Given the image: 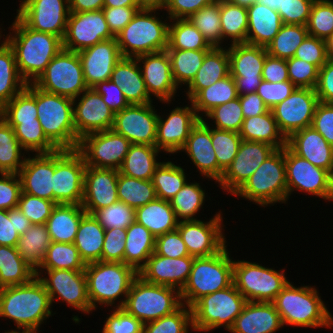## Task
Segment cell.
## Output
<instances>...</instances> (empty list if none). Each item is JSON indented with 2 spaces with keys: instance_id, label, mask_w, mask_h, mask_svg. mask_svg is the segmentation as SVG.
I'll use <instances>...</instances> for the list:
<instances>
[{
  "instance_id": "cell-43",
  "label": "cell",
  "mask_w": 333,
  "mask_h": 333,
  "mask_svg": "<svg viewBox=\"0 0 333 333\" xmlns=\"http://www.w3.org/2000/svg\"><path fill=\"white\" fill-rule=\"evenodd\" d=\"M51 238L45 224H32L19 237L17 250L23 261L37 272L51 244Z\"/></svg>"
},
{
  "instance_id": "cell-51",
  "label": "cell",
  "mask_w": 333,
  "mask_h": 333,
  "mask_svg": "<svg viewBox=\"0 0 333 333\" xmlns=\"http://www.w3.org/2000/svg\"><path fill=\"white\" fill-rule=\"evenodd\" d=\"M25 152L13 128L0 116V173L18 174L26 158Z\"/></svg>"
},
{
  "instance_id": "cell-20",
  "label": "cell",
  "mask_w": 333,
  "mask_h": 333,
  "mask_svg": "<svg viewBox=\"0 0 333 333\" xmlns=\"http://www.w3.org/2000/svg\"><path fill=\"white\" fill-rule=\"evenodd\" d=\"M318 103L315 89L296 88L289 97L271 108L286 139L293 133L311 126Z\"/></svg>"
},
{
  "instance_id": "cell-34",
  "label": "cell",
  "mask_w": 333,
  "mask_h": 333,
  "mask_svg": "<svg viewBox=\"0 0 333 333\" xmlns=\"http://www.w3.org/2000/svg\"><path fill=\"white\" fill-rule=\"evenodd\" d=\"M110 80L121 88L129 104L152 103L136 58L122 57L115 65Z\"/></svg>"
},
{
  "instance_id": "cell-63",
  "label": "cell",
  "mask_w": 333,
  "mask_h": 333,
  "mask_svg": "<svg viewBox=\"0 0 333 333\" xmlns=\"http://www.w3.org/2000/svg\"><path fill=\"white\" fill-rule=\"evenodd\" d=\"M100 225L105 229H127L135 221V209L124 202L117 201L93 213Z\"/></svg>"
},
{
  "instance_id": "cell-68",
  "label": "cell",
  "mask_w": 333,
  "mask_h": 333,
  "mask_svg": "<svg viewBox=\"0 0 333 333\" xmlns=\"http://www.w3.org/2000/svg\"><path fill=\"white\" fill-rule=\"evenodd\" d=\"M293 57L316 65L320 69L329 59L325 40L307 35Z\"/></svg>"
},
{
  "instance_id": "cell-42",
  "label": "cell",
  "mask_w": 333,
  "mask_h": 333,
  "mask_svg": "<svg viewBox=\"0 0 333 333\" xmlns=\"http://www.w3.org/2000/svg\"><path fill=\"white\" fill-rule=\"evenodd\" d=\"M154 250L155 236L145 226L134 221L126 229L124 263L138 272Z\"/></svg>"
},
{
  "instance_id": "cell-40",
  "label": "cell",
  "mask_w": 333,
  "mask_h": 333,
  "mask_svg": "<svg viewBox=\"0 0 333 333\" xmlns=\"http://www.w3.org/2000/svg\"><path fill=\"white\" fill-rule=\"evenodd\" d=\"M159 153L162 151L156 146L132 144L118 171L128 177L152 180L155 169L161 164L157 158Z\"/></svg>"
},
{
  "instance_id": "cell-10",
  "label": "cell",
  "mask_w": 333,
  "mask_h": 333,
  "mask_svg": "<svg viewBox=\"0 0 333 333\" xmlns=\"http://www.w3.org/2000/svg\"><path fill=\"white\" fill-rule=\"evenodd\" d=\"M181 305L177 289L151 284L137 276L130 286L123 309L145 324L173 313Z\"/></svg>"
},
{
  "instance_id": "cell-64",
  "label": "cell",
  "mask_w": 333,
  "mask_h": 333,
  "mask_svg": "<svg viewBox=\"0 0 333 333\" xmlns=\"http://www.w3.org/2000/svg\"><path fill=\"white\" fill-rule=\"evenodd\" d=\"M56 203L21 192L17 208L30 220L31 224H45Z\"/></svg>"
},
{
  "instance_id": "cell-73",
  "label": "cell",
  "mask_w": 333,
  "mask_h": 333,
  "mask_svg": "<svg viewBox=\"0 0 333 333\" xmlns=\"http://www.w3.org/2000/svg\"><path fill=\"white\" fill-rule=\"evenodd\" d=\"M311 126L333 146V103L319 101Z\"/></svg>"
},
{
  "instance_id": "cell-35",
  "label": "cell",
  "mask_w": 333,
  "mask_h": 333,
  "mask_svg": "<svg viewBox=\"0 0 333 333\" xmlns=\"http://www.w3.org/2000/svg\"><path fill=\"white\" fill-rule=\"evenodd\" d=\"M230 75L228 48L213 47L204 57L202 66L186 86V97L191 101L202 89Z\"/></svg>"
},
{
  "instance_id": "cell-70",
  "label": "cell",
  "mask_w": 333,
  "mask_h": 333,
  "mask_svg": "<svg viewBox=\"0 0 333 333\" xmlns=\"http://www.w3.org/2000/svg\"><path fill=\"white\" fill-rule=\"evenodd\" d=\"M296 88L291 81L272 83L262 80L256 93L262 98L264 104L271 109L289 97Z\"/></svg>"
},
{
  "instance_id": "cell-37",
  "label": "cell",
  "mask_w": 333,
  "mask_h": 333,
  "mask_svg": "<svg viewBox=\"0 0 333 333\" xmlns=\"http://www.w3.org/2000/svg\"><path fill=\"white\" fill-rule=\"evenodd\" d=\"M85 210L78 204H56L45 223L52 242L74 243Z\"/></svg>"
},
{
  "instance_id": "cell-21",
  "label": "cell",
  "mask_w": 333,
  "mask_h": 333,
  "mask_svg": "<svg viewBox=\"0 0 333 333\" xmlns=\"http://www.w3.org/2000/svg\"><path fill=\"white\" fill-rule=\"evenodd\" d=\"M115 38L102 10L70 12L63 48L79 52L104 40Z\"/></svg>"
},
{
  "instance_id": "cell-54",
  "label": "cell",
  "mask_w": 333,
  "mask_h": 333,
  "mask_svg": "<svg viewBox=\"0 0 333 333\" xmlns=\"http://www.w3.org/2000/svg\"><path fill=\"white\" fill-rule=\"evenodd\" d=\"M118 199L137 209L157 198L152 180H141L119 173L117 181Z\"/></svg>"
},
{
  "instance_id": "cell-71",
  "label": "cell",
  "mask_w": 333,
  "mask_h": 333,
  "mask_svg": "<svg viewBox=\"0 0 333 333\" xmlns=\"http://www.w3.org/2000/svg\"><path fill=\"white\" fill-rule=\"evenodd\" d=\"M315 0H286L283 9H279L283 24L306 26Z\"/></svg>"
},
{
  "instance_id": "cell-33",
  "label": "cell",
  "mask_w": 333,
  "mask_h": 333,
  "mask_svg": "<svg viewBox=\"0 0 333 333\" xmlns=\"http://www.w3.org/2000/svg\"><path fill=\"white\" fill-rule=\"evenodd\" d=\"M284 327L273 302H247L230 333H276Z\"/></svg>"
},
{
  "instance_id": "cell-32",
  "label": "cell",
  "mask_w": 333,
  "mask_h": 333,
  "mask_svg": "<svg viewBox=\"0 0 333 333\" xmlns=\"http://www.w3.org/2000/svg\"><path fill=\"white\" fill-rule=\"evenodd\" d=\"M287 146L296 155L333 174V146L312 126L293 133Z\"/></svg>"
},
{
  "instance_id": "cell-31",
  "label": "cell",
  "mask_w": 333,
  "mask_h": 333,
  "mask_svg": "<svg viewBox=\"0 0 333 333\" xmlns=\"http://www.w3.org/2000/svg\"><path fill=\"white\" fill-rule=\"evenodd\" d=\"M54 152L26 156L18 176L23 193L53 201Z\"/></svg>"
},
{
  "instance_id": "cell-16",
  "label": "cell",
  "mask_w": 333,
  "mask_h": 333,
  "mask_svg": "<svg viewBox=\"0 0 333 333\" xmlns=\"http://www.w3.org/2000/svg\"><path fill=\"white\" fill-rule=\"evenodd\" d=\"M132 143L113 129L95 132L80 139L77 150L86 166L118 170Z\"/></svg>"
},
{
  "instance_id": "cell-13",
  "label": "cell",
  "mask_w": 333,
  "mask_h": 333,
  "mask_svg": "<svg viewBox=\"0 0 333 333\" xmlns=\"http://www.w3.org/2000/svg\"><path fill=\"white\" fill-rule=\"evenodd\" d=\"M86 164L77 150L54 151L53 202L82 204Z\"/></svg>"
},
{
  "instance_id": "cell-15",
  "label": "cell",
  "mask_w": 333,
  "mask_h": 333,
  "mask_svg": "<svg viewBox=\"0 0 333 333\" xmlns=\"http://www.w3.org/2000/svg\"><path fill=\"white\" fill-rule=\"evenodd\" d=\"M285 169L288 200L294 191L331 201L332 174L296 155L285 146Z\"/></svg>"
},
{
  "instance_id": "cell-24",
  "label": "cell",
  "mask_w": 333,
  "mask_h": 333,
  "mask_svg": "<svg viewBox=\"0 0 333 333\" xmlns=\"http://www.w3.org/2000/svg\"><path fill=\"white\" fill-rule=\"evenodd\" d=\"M199 120L200 118L189 100L188 105L176 106V108L169 111L168 115L158 114L155 146L165 154L180 153V150L186 144L191 129Z\"/></svg>"
},
{
  "instance_id": "cell-41",
  "label": "cell",
  "mask_w": 333,
  "mask_h": 333,
  "mask_svg": "<svg viewBox=\"0 0 333 333\" xmlns=\"http://www.w3.org/2000/svg\"><path fill=\"white\" fill-rule=\"evenodd\" d=\"M105 229L93 214L85 213L78 227L75 247L85 264L101 261Z\"/></svg>"
},
{
  "instance_id": "cell-5",
  "label": "cell",
  "mask_w": 333,
  "mask_h": 333,
  "mask_svg": "<svg viewBox=\"0 0 333 333\" xmlns=\"http://www.w3.org/2000/svg\"><path fill=\"white\" fill-rule=\"evenodd\" d=\"M157 11L160 10H138L125 28L115 36L122 57L136 58L164 51L168 47L170 18L166 15L164 19L161 15V20Z\"/></svg>"
},
{
  "instance_id": "cell-48",
  "label": "cell",
  "mask_w": 333,
  "mask_h": 333,
  "mask_svg": "<svg viewBox=\"0 0 333 333\" xmlns=\"http://www.w3.org/2000/svg\"><path fill=\"white\" fill-rule=\"evenodd\" d=\"M220 21L222 44L230 40V44L246 43L248 31L247 8L220 0Z\"/></svg>"
},
{
  "instance_id": "cell-56",
  "label": "cell",
  "mask_w": 333,
  "mask_h": 333,
  "mask_svg": "<svg viewBox=\"0 0 333 333\" xmlns=\"http://www.w3.org/2000/svg\"><path fill=\"white\" fill-rule=\"evenodd\" d=\"M85 266L74 243L51 242L39 270H85Z\"/></svg>"
},
{
  "instance_id": "cell-17",
  "label": "cell",
  "mask_w": 333,
  "mask_h": 333,
  "mask_svg": "<svg viewBox=\"0 0 333 333\" xmlns=\"http://www.w3.org/2000/svg\"><path fill=\"white\" fill-rule=\"evenodd\" d=\"M228 45L230 75L235 80L238 95L255 93L262 81L263 65L268 54L266 47L248 43Z\"/></svg>"
},
{
  "instance_id": "cell-14",
  "label": "cell",
  "mask_w": 333,
  "mask_h": 333,
  "mask_svg": "<svg viewBox=\"0 0 333 333\" xmlns=\"http://www.w3.org/2000/svg\"><path fill=\"white\" fill-rule=\"evenodd\" d=\"M36 276L50 295L52 305L59 300L85 315L92 313L84 270H38Z\"/></svg>"
},
{
  "instance_id": "cell-74",
  "label": "cell",
  "mask_w": 333,
  "mask_h": 333,
  "mask_svg": "<svg viewBox=\"0 0 333 333\" xmlns=\"http://www.w3.org/2000/svg\"><path fill=\"white\" fill-rule=\"evenodd\" d=\"M219 0H168L164 9L170 19H188L204 6L218 2Z\"/></svg>"
},
{
  "instance_id": "cell-23",
  "label": "cell",
  "mask_w": 333,
  "mask_h": 333,
  "mask_svg": "<svg viewBox=\"0 0 333 333\" xmlns=\"http://www.w3.org/2000/svg\"><path fill=\"white\" fill-rule=\"evenodd\" d=\"M275 150L264 142L242 140L238 153L223 173L218 186L223 192L234 195Z\"/></svg>"
},
{
  "instance_id": "cell-79",
  "label": "cell",
  "mask_w": 333,
  "mask_h": 333,
  "mask_svg": "<svg viewBox=\"0 0 333 333\" xmlns=\"http://www.w3.org/2000/svg\"><path fill=\"white\" fill-rule=\"evenodd\" d=\"M14 228V209L0 210V245L17 247L20 235Z\"/></svg>"
},
{
  "instance_id": "cell-36",
  "label": "cell",
  "mask_w": 333,
  "mask_h": 333,
  "mask_svg": "<svg viewBox=\"0 0 333 333\" xmlns=\"http://www.w3.org/2000/svg\"><path fill=\"white\" fill-rule=\"evenodd\" d=\"M246 43L266 47L283 25L280 14L259 2L247 7Z\"/></svg>"
},
{
  "instance_id": "cell-46",
  "label": "cell",
  "mask_w": 333,
  "mask_h": 333,
  "mask_svg": "<svg viewBox=\"0 0 333 333\" xmlns=\"http://www.w3.org/2000/svg\"><path fill=\"white\" fill-rule=\"evenodd\" d=\"M238 96L235 80L229 75L202 89L191 102L197 116L202 119L214 107L234 100Z\"/></svg>"
},
{
  "instance_id": "cell-62",
  "label": "cell",
  "mask_w": 333,
  "mask_h": 333,
  "mask_svg": "<svg viewBox=\"0 0 333 333\" xmlns=\"http://www.w3.org/2000/svg\"><path fill=\"white\" fill-rule=\"evenodd\" d=\"M308 35L326 40L333 34V1L315 0L307 23Z\"/></svg>"
},
{
  "instance_id": "cell-58",
  "label": "cell",
  "mask_w": 333,
  "mask_h": 333,
  "mask_svg": "<svg viewBox=\"0 0 333 333\" xmlns=\"http://www.w3.org/2000/svg\"><path fill=\"white\" fill-rule=\"evenodd\" d=\"M190 22L202 33L212 47H223L220 21V0L192 14Z\"/></svg>"
},
{
  "instance_id": "cell-27",
  "label": "cell",
  "mask_w": 333,
  "mask_h": 333,
  "mask_svg": "<svg viewBox=\"0 0 333 333\" xmlns=\"http://www.w3.org/2000/svg\"><path fill=\"white\" fill-rule=\"evenodd\" d=\"M194 258H169L153 253L138 271V276L148 283L172 287L181 292L188 281Z\"/></svg>"
},
{
  "instance_id": "cell-80",
  "label": "cell",
  "mask_w": 333,
  "mask_h": 333,
  "mask_svg": "<svg viewBox=\"0 0 333 333\" xmlns=\"http://www.w3.org/2000/svg\"><path fill=\"white\" fill-rule=\"evenodd\" d=\"M244 118L254 117L266 113L269 108L264 104L262 98L255 93L238 96Z\"/></svg>"
},
{
  "instance_id": "cell-38",
  "label": "cell",
  "mask_w": 333,
  "mask_h": 333,
  "mask_svg": "<svg viewBox=\"0 0 333 333\" xmlns=\"http://www.w3.org/2000/svg\"><path fill=\"white\" fill-rule=\"evenodd\" d=\"M135 221L145 226L155 237L177 229L179 223L170 201L160 198L135 209Z\"/></svg>"
},
{
  "instance_id": "cell-29",
  "label": "cell",
  "mask_w": 333,
  "mask_h": 333,
  "mask_svg": "<svg viewBox=\"0 0 333 333\" xmlns=\"http://www.w3.org/2000/svg\"><path fill=\"white\" fill-rule=\"evenodd\" d=\"M119 171L86 166L81 206L88 214L119 201L117 181Z\"/></svg>"
},
{
  "instance_id": "cell-19",
  "label": "cell",
  "mask_w": 333,
  "mask_h": 333,
  "mask_svg": "<svg viewBox=\"0 0 333 333\" xmlns=\"http://www.w3.org/2000/svg\"><path fill=\"white\" fill-rule=\"evenodd\" d=\"M219 211L209 222L199 220L180 221L177 229L190 256L207 257L220 252L227 244L224 235L223 214Z\"/></svg>"
},
{
  "instance_id": "cell-44",
  "label": "cell",
  "mask_w": 333,
  "mask_h": 333,
  "mask_svg": "<svg viewBox=\"0 0 333 333\" xmlns=\"http://www.w3.org/2000/svg\"><path fill=\"white\" fill-rule=\"evenodd\" d=\"M36 272L22 259L17 247L0 245V288L30 282Z\"/></svg>"
},
{
  "instance_id": "cell-1",
  "label": "cell",
  "mask_w": 333,
  "mask_h": 333,
  "mask_svg": "<svg viewBox=\"0 0 333 333\" xmlns=\"http://www.w3.org/2000/svg\"><path fill=\"white\" fill-rule=\"evenodd\" d=\"M52 302L42 282L35 276L22 285L0 288V318L9 319L15 330L4 333H38L41 324L53 316Z\"/></svg>"
},
{
  "instance_id": "cell-4",
  "label": "cell",
  "mask_w": 333,
  "mask_h": 333,
  "mask_svg": "<svg viewBox=\"0 0 333 333\" xmlns=\"http://www.w3.org/2000/svg\"><path fill=\"white\" fill-rule=\"evenodd\" d=\"M84 271L87 279L88 297L94 311L98 305L101 307L110 306L112 309L123 308L130 286L138 276V272L132 266L116 262L96 261L88 263Z\"/></svg>"
},
{
  "instance_id": "cell-45",
  "label": "cell",
  "mask_w": 333,
  "mask_h": 333,
  "mask_svg": "<svg viewBox=\"0 0 333 333\" xmlns=\"http://www.w3.org/2000/svg\"><path fill=\"white\" fill-rule=\"evenodd\" d=\"M26 85L18 72L14 52L5 41L0 44V110Z\"/></svg>"
},
{
  "instance_id": "cell-60",
  "label": "cell",
  "mask_w": 333,
  "mask_h": 333,
  "mask_svg": "<svg viewBox=\"0 0 333 333\" xmlns=\"http://www.w3.org/2000/svg\"><path fill=\"white\" fill-rule=\"evenodd\" d=\"M204 117L203 121H213L214 125L210 122L207 123L210 127L239 133L244 120L239 97L214 107Z\"/></svg>"
},
{
  "instance_id": "cell-25",
  "label": "cell",
  "mask_w": 333,
  "mask_h": 333,
  "mask_svg": "<svg viewBox=\"0 0 333 333\" xmlns=\"http://www.w3.org/2000/svg\"><path fill=\"white\" fill-rule=\"evenodd\" d=\"M74 126L77 137L112 129L115 113L93 88L73 100Z\"/></svg>"
},
{
  "instance_id": "cell-66",
  "label": "cell",
  "mask_w": 333,
  "mask_h": 333,
  "mask_svg": "<svg viewBox=\"0 0 333 333\" xmlns=\"http://www.w3.org/2000/svg\"><path fill=\"white\" fill-rule=\"evenodd\" d=\"M104 321L102 333H142L143 323L123 308H113Z\"/></svg>"
},
{
  "instance_id": "cell-72",
  "label": "cell",
  "mask_w": 333,
  "mask_h": 333,
  "mask_svg": "<svg viewBox=\"0 0 333 333\" xmlns=\"http://www.w3.org/2000/svg\"><path fill=\"white\" fill-rule=\"evenodd\" d=\"M21 192L18 174L0 173V210L17 208Z\"/></svg>"
},
{
  "instance_id": "cell-8",
  "label": "cell",
  "mask_w": 333,
  "mask_h": 333,
  "mask_svg": "<svg viewBox=\"0 0 333 333\" xmlns=\"http://www.w3.org/2000/svg\"><path fill=\"white\" fill-rule=\"evenodd\" d=\"M36 107L46 137L58 149H77L80 139L74 126L73 100L36 87Z\"/></svg>"
},
{
  "instance_id": "cell-52",
  "label": "cell",
  "mask_w": 333,
  "mask_h": 333,
  "mask_svg": "<svg viewBox=\"0 0 333 333\" xmlns=\"http://www.w3.org/2000/svg\"><path fill=\"white\" fill-rule=\"evenodd\" d=\"M205 189H203L200 183L194 181L186 182L185 185L176 193V195L170 200L171 206L175 211L177 220L189 221L199 220L196 216L197 213L203 209L205 204Z\"/></svg>"
},
{
  "instance_id": "cell-49",
  "label": "cell",
  "mask_w": 333,
  "mask_h": 333,
  "mask_svg": "<svg viewBox=\"0 0 333 333\" xmlns=\"http://www.w3.org/2000/svg\"><path fill=\"white\" fill-rule=\"evenodd\" d=\"M169 21L166 49L211 50L213 48L189 19H170Z\"/></svg>"
},
{
  "instance_id": "cell-28",
  "label": "cell",
  "mask_w": 333,
  "mask_h": 333,
  "mask_svg": "<svg viewBox=\"0 0 333 333\" xmlns=\"http://www.w3.org/2000/svg\"><path fill=\"white\" fill-rule=\"evenodd\" d=\"M184 152L198 169L199 174L218 183L223 175L212 145L211 127L200 119L191 129L186 144L180 150Z\"/></svg>"
},
{
  "instance_id": "cell-61",
  "label": "cell",
  "mask_w": 333,
  "mask_h": 333,
  "mask_svg": "<svg viewBox=\"0 0 333 333\" xmlns=\"http://www.w3.org/2000/svg\"><path fill=\"white\" fill-rule=\"evenodd\" d=\"M212 145L219 168L225 172L238 153L241 136L238 132L211 127Z\"/></svg>"
},
{
  "instance_id": "cell-12",
  "label": "cell",
  "mask_w": 333,
  "mask_h": 333,
  "mask_svg": "<svg viewBox=\"0 0 333 333\" xmlns=\"http://www.w3.org/2000/svg\"><path fill=\"white\" fill-rule=\"evenodd\" d=\"M33 84L45 92L72 100L88 89L78 53L64 48Z\"/></svg>"
},
{
  "instance_id": "cell-50",
  "label": "cell",
  "mask_w": 333,
  "mask_h": 333,
  "mask_svg": "<svg viewBox=\"0 0 333 333\" xmlns=\"http://www.w3.org/2000/svg\"><path fill=\"white\" fill-rule=\"evenodd\" d=\"M171 62L175 83L179 88L187 86L202 66L205 55L210 50L165 49ZM181 86V87H180Z\"/></svg>"
},
{
  "instance_id": "cell-9",
  "label": "cell",
  "mask_w": 333,
  "mask_h": 333,
  "mask_svg": "<svg viewBox=\"0 0 333 333\" xmlns=\"http://www.w3.org/2000/svg\"><path fill=\"white\" fill-rule=\"evenodd\" d=\"M246 303L234 284L201 297L191 306L193 331L209 333L221 327L229 331Z\"/></svg>"
},
{
  "instance_id": "cell-59",
  "label": "cell",
  "mask_w": 333,
  "mask_h": 333,
  "mask_svg": "<svg viewBox=\"0 0 333 333\" xmlns=\"http://www.w3.org/2000/svg\"><path fill=\"white\" fill-rule=\"evenodd\" d=\"M191 307L182 304L176 311L143 324L142 333H192Z\"/></svg>"
},
{
  "instance_id": "cell-55",
  "label": "cell",
  "mask_w": 333,
  "mask_h": 333,
  "mask_svg": "<svg viewBox=\"0 0 333 333\" xmlns=\"http://www.w3.org/2000/svg\"><path fill=\"white\" fill-rule=\"evenodd\" d=\"M308 35L307 26L283 24L274 39L266 46L269 55L289 59Z\"/></svg>"
},
{
  "instance_id": "cell-75",
  "label": "cell",
  "mask_w": 333,
  "mask_h": 333,
  "mask_svg": "<svg viewBox=\"0 0 333 333\" xmlns=\"http://www.w3.org/2000/svg\"><path fill=\"white\" fill-rule=\"evenodd\" d=\"M92 88L102 96L103 101L114 113L121 112L129 105L121 88L111 80L99 82Z\"/></svg>"
},
{
  "instance_id": "cell-69",
  "label": "cell",
  "mask_w": 333,
  "mask_h": 333,
  "mask_svg": "<svg viewBox=\"0 0 333 333\" xmlns=\"http://www.w3.org/2000/svg\"><path fill=\"white\" fill-rule=\"evenodd\" d=\"M154 253L169 258L190 256L178 229L155 237Z\"/></svg>"
},
{
  "instance_id": "cell-67",
  "label": "cell",
  "mask_w": 333,
  "mask_h": 333,
  "mask_svg": "<svg viewBox=\"0 0 333 333\" xmlns=\"http://www.w3.org/2000/svg\"><path fill=\"white\" fill-rule=\"evenodd\" d=\"M125 239L126 229L105 230L101 261L124 263Z\"/></svg>"
},
{
  "instance_id": "cell-39",
  "label": "cell",
  "mask_w": 333,
  "mask_h": 333,
  "mask_svg": "<svg viewBox=\"0 0 333 333\" xmlns=\"http://www.w3.org/2000/svg\"><path fill=\"white\" fill-rule=\"evenodd\" d=\"M239 134L242 140L264 142L276 149L287 145V139L280 131L271 109L264 114L244 118Z\"/></svg>"
},
{
  "instance_id": "cell-6",
  "label": "cell",
  "mask_w": 333,
  "mask_h": 333,
  "mask_svg": "<svg viewBox=\"0 0 333 333\" xmlns=\"http://www.w3.org/2000/svg\"><path fill=\"white\" fill-rule=\"evenodd\" d=\"M227 245L217 254L195 257L186 285L180 292L182 304L191 307L201 297L233 284V257Z\"/></svg>"
},
{
  "instance_id": "cell-57",
  "label": "cell",
  "mask_w": 333,
  "mask_h": 333,
  "mask_svg": "<svg viewBox=\"0 0 333 333\" xmlns=\"http://www.w3.org/2000/svg\"><path fill=\"white\" fill-rule=\"evenodd\" d=\"M14 133L26 151L38 153H52L58 148L46 137L38 119L28 122H20L14 128Z\"/></svg>"
},
{
  "instance_id": "cell-47",
  "label": "cell",
  "mask_w": 333,
  "mask_h": 333,
  "mask_svg": "<svg viewBox=\"0 0 333 333\" xmlns=\"http://www.w3.org/2000/svg\"><path fill=\"white\" fill-rule=\"evenodd\" d=\"M0 116L14 128L20 122L38 119L36 86L33 83L15 95L1 110Z\"/></svg>"
},
{
  "instance_id": "cell-22",
  "label": "cell",
  "mask_w": 333,
  "mask_h": 333,
  "mask_svg": "<svg viewBox=\"0 0 333 333\" xmlns=\"http://www.w3.org/2000/svg\"><path fill=\"white\" fill-rule=\"evenodd\" d=\"M153 106V102L129 104L115 113L112 129L132 144L155 146L158 112Z\"/></svg>"
},
{
  "instance_id": "cell-7",
  "label": "cell",
  "mask_w": 333,
  "mask_h": 333,
  "mask_svg": "<svg viewBox=\"0 0 333 333\" xmlns=\"http://www.w3.org/2000/svg\"><path fill=\"white\" fill-rule=\"evenodd\" d=\"M259 207L288 204L285 147L276 149L233 195Z\"/></svg>"
},
{
  "instance_id": "cell-30",
  "label": "cell",
  "mask_w": 333,
  "mask_h": 333,
  "mask_svg": "<svg viewBox=\"0 0 333 333\" xmlns=\"http://www.w3.org/2000/svg\"><path fill=\"white\" fill-rule=\"evenodd\" d=\"M77 53L88 88L110 80L115 65L122 58L116 38L104 40Z\"/></svg>"
},
{
  "instance_id": "cell-76",
  "label": "cell",
  "mask_w": 333,
  "mask_h": 333,
  "mask_svg": "<svg viewBox=\"0 0 333 333\" xmlns=\"http://www.w3.org/2000/svg\"><path fill=\"white\" fill-rule=\"evenodd\" d=\"M140 9V7H103L102 11L109 30L116 36Z\"/></svg>"
},
{
  "instance_id": "cell-11",
  "label": "cell",
  "mask_w": 333,
  "mask_h": 333,
  "mask_svg": "<svg viewBox=\"0 0 333 333\" xmlns=\"http://www.w3.org/2000/svg\"><path fill=\"white\" fill-rule=\"evenodd\" d=\"M289 282L285 270H275L257 262L234 260L233 284L247 302H273Z\"/></svg>"
},
{
  "instance_id": "cell-65",
  "label": "cell",
  "mask_w": 333,
  "mask_h": 333,
  "mask_svg": "<svg viewBox=\"0 0 333 333\" xmlns=\"http://www.w3.org/2000/svg\"><path fill=\"white\" fill-rule=\"evenodd\" d=\"M288 76L297 88L315 89L318 82L319 68L295 57L286 59Z\"/></svg>"
},
{
  "instance_id": "cell-53",
  "label": "cell",
  "mask_w": 333,
  "mask_h": 333,
  "mask_svg": "<svg viewBox=\"0 0 333 333\" xmlns=\"http://www.w3.org/2000/svg\"><path fill=\"white\" fill-rule=\"evenodd\" d=\"M186 174L182 166L172 161L161 162L152 177L157 198L170 201L188 181Z\"/></svg>"
},
{
  "instance_id": "cell-18",
  "label": "cell",
  "mask_w": 333,
  "mask_h": 333,
  "mask_svg": "<svg viewBox=\"0 0 333 333\" xmlns=\"http://www.w3.org/2000/svg\"><path fill=\"white\" fill-rule=\"evenodd\" d=\"M17 16L31 29L62 40L70 14L69 0H20Z\"/></svg>"
},
{
  "instance_id": "cell-78",
  "label": "cell",
  "mask_w": 333,
  "mask_h": 333,
  "mask_svg": "<svg viewBox=\"0 0 333 333\" xmlns=\"http://www.w3.org/2000/svg\"><path fill=\"white\" fill-rule=\"evenodd\" d=\"M262 80L272 83L290 81L286 59L267 54L262 70Z\"/></svg>"
},
{
  "instance_id": "cell-2",
  "label": "cell",
  "mask_w": 333,
  "mask_h": 333,
  "mask_svg": "<svg viewBox=\"0 0 333 333\" xmlns=\"http://www.w3.org/2000/svg\"><path fill=\"white\" fill-rule=\"evenodd\" d=\"M10 26L6 42L14 52L18 72L27 84L34 83L62 50L63 40L29 28L17 15Z\"/></svg>"
},
{
  "instance_id": "cell-26",
  "label": "cell",
  "mask_w": 333,
  "mask_h": 333,
  "mask_svg": "<svg viewBox=\"0 0 333 333\" xmlns=\"http://www.w3.org/2000/svg\"><path fill=\"white\" fill-rule=\"evenodd\" d=\"M146 89L151 98L170 104L179 87L174 81L171 62L166 50L136 57ZM143 64V65H141Z\"/></svg>"
},
{
  "instance_id": "cell-3",
  "label": "cell",
  "mask_w": 333,
  "mask_h": 333,
  "mask_svg": "<svg viewBox=\"0 0 333 333\" xmlns=\"http://www.w3.org/2000/svg\"><path fill=\"white\" fill-rule=\"evenodd\" d=\"M315 286H294L288 282L273 301L283 326L332 328L333 316Z\"/></svg>"
},
{
  "instance_id": "cell-77",
  "label": "cell",
  "mask_w": 333,
  "mask_h": 333,
  "mask_svg": "<svg viewBox=\"0 0 333 333\" xmlns=\"http://www.w3.org/2000/svg\"><path fill=\"white\" fill-rule=\"evenodd\" d=\"M315 91L319 101L333 103V59L329 58L319 69Z\"/></svg>"
}]
</instances>
